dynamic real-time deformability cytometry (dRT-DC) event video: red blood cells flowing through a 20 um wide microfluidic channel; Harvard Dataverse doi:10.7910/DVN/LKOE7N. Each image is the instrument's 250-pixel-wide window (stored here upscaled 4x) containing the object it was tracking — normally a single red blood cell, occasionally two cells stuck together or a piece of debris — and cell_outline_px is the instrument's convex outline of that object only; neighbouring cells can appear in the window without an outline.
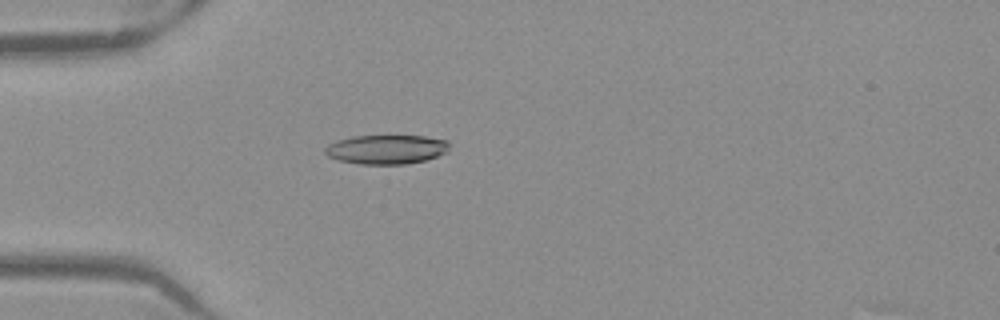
{"species": "Egyptian fruit bat (a non-hibernating species)", "species_latin": "Rousettus aegyptiacus", "temperature_condition": "warm", "stored_images_in_passage": 9, "camera_frame_rate_fps": 3000, "um_per_image_px": 0.085, "frame": {"image": 1, "passage_image": 7, "time_ms": 2.0, "image_size_px": [1000, 320], "cell_outline_px": [[448, 152], [424, 160], [408, 164], [360, 164], [336, 160], [328, 156], [324, 152], [324, 148], [328, 144], [336, 140], [352, 136], [424, 136], [448, 140]], "centroid_in_image_um": [32.81, 12.7], "position_along_channel_um": 52.2, "area_um2": 21.27}}